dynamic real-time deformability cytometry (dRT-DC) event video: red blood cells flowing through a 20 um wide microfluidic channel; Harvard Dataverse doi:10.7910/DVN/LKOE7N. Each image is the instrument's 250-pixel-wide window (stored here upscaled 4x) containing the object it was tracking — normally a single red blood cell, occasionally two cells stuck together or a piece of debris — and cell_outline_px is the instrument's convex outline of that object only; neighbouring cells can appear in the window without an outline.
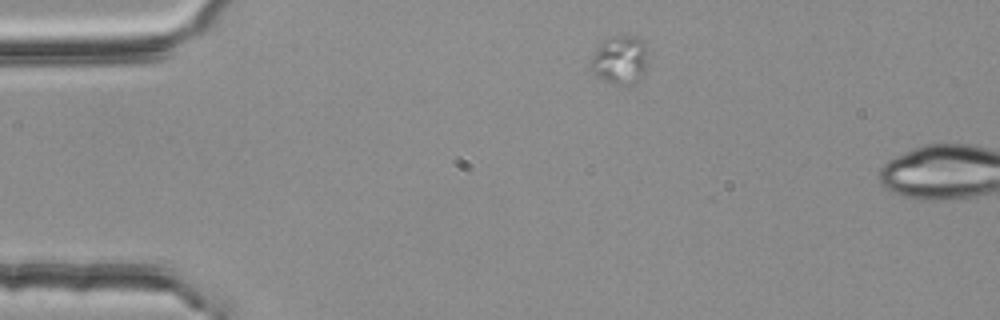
{"species": "common noctule bat (a hibernating species)", "species_latin": "Nyctalus noctula", "temperature_condition": "room temperature", "stored_images_in_passage": 2, "segment_of_instrument_passage": [1, 2], "camera_frame_rate_fps": 3000, "um_per_image_px": 0.085, "animal": {"sex": "female", "body_mass_g": 25.1}, "frame": {"image": 1, "passage_image": 1, "time_ms": 0.0, "image_size_px": [1000, 320], "cell_outline_px": [[644, 72], [636, 84], [616, 84], [604, 80], [596, 76], [592, 68], [592, 56], [600, 44], [608, 36], [636, 36], [644, 40]], "centroid_in_image_um": [52.68, 5.08], "position_along_channel_um": 32.3, "area_um2": 15.66}}